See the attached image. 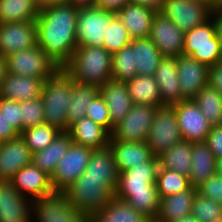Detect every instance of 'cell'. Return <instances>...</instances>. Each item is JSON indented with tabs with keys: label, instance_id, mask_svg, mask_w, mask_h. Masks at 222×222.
Returning <instances> with one entry per match:
<instances>
[{
	"label": "cell",
	"instance_id": "cell-1",
	"mask_svg": "<svg viewBox=\"0 0 222 222\" xmlns=\"http://www.w3.org/2000/svg\"><path fill=\"white\" fill-rule=\"evenodd\" d=\"M79 8L64 2L39 11L36 19L37 44L62 68L77 46Z\"/></svg>",
	"mask_w": 222,
	"mask_h": 222
},
{
	"label": "cell",
	"instance_id": "cell-2",
	"mask_svg": "<svg viewBox=\"0 0 222 222\" xmlns=\"http://www.w3.org/2000/svg\"><path fill=\"white\" fill-rule=\"evenodd\" d=\"M159 168L158 157L149 162L119 172L115 197L127 202L136 211L150 220L158 214L160 197L156 186Z\"/></svg>",
	"mask_w": 222,
	"mask_h": 222
},
{
	"label": "cell",
	"instance_id": "cell-3",
	"mask_svg": "<svg viewBox=\"0 0 222 222\" xmlns=\"http://www.w3.org/2000/svg\"><path fill=\"white\" fill-rule=\"evenodd\" d=\"M112 56L104 47L78 46L62 68L75 82L100 88L112 79Z\"/></svg>",
	"mask_w": 222,
	"mask_h": 222
},
{
	"label": "cell",
	"instance_id": "cell-4",
	"mask_svg": "<svg viewBox=\"0 0 222 222\" xmlns=\"http://www.w3.org/2000/svg\"><path fill=\"white\" fill-rule=\"evenodd\" d=\"M74 82L63 68H59L44 81L42 87L41 100L44 106V122L60 131H68L69 129L67 111Z\"/></svg>",
	"mask_w": 222,
	"mask_h": 222
},
{
	"label": "cell",
	"instance_id": "cell-5",
	"mask_svg": "<svg viewBox=\"0 0 222 222\" xmlns=\"http://www.w3.org/2000/svg\"><path fill=\"white\" fill-rule=\"evenodd\" d=\"M116 188L113 180L87 178L83 173L64 192L77 210L91 217L109 205Z\"/></svg>",
	"mask_w": 222,
	"mask_h": 222
},
{
	"label": "cell",
	"instance_id": "cell-6",
	"mask_svg": "<svg viewBox=\"0 0 222 222\" xmlns=\"http://www.w3.org/2000/svg\"><path fill=\"white\" fill-rule=\"evenodd\" d=\"M184 55L191 56L208 67L222 61V45L216 37L212 20L185 32Z\"/></svg>",
	"mask_w": 222,
	"mask_h": 222
},
{
	"label": "cell",
	"instance_id": "cell-7",
	"mask_svg": "<svg viewBox=\"0 0 222 222\" xmlns=\"http://www.w3.org/2000/svg\"><path fill=\"white\" fill-rule=\"evenodd\" d=\"M5 58L8 73L34 77L44 81L60 68L38 44Z\"/></svg>",
	"mask_w": 222,
	"mask_h": 222
},
{
	"label": "cell",
	"instance_id": "cell-8",
	"mask_svg": "<svg viewBox=\"0 0 222 222\" xmlns=\"http://www.w3.org/2000/svg\"><path fill=\"white\" fill-rule=\"evenodd\" d=\"M181 141L183 138L174 108L172 106L158 107L146 141L152 155L159 157Z\"/></svg>",
	"mask_w": 222,
	"mask_h": 222
},
{
	"label": "cell",
	"instance_id": "cell-9",
	"mask_svg": "<svg viewBox=\"0 0 222 222\" xmlns=\"http://www.w3.org/2000/svg\"><path fill=\"white\" fill-rule=\"evenodd\" d=\"M38 222H90V217L77 210L65 192L54 191L32 200L31 206Z\"/></svg>",
	"mask_w": 222,
	"mask_h": 222
},
{
	"label": "cell",
	"instance_id": "cell-10",
	"mask_svg": "<svg viewBox=\"0 0 222 222\" xmlns=\"http://www.w3.org/2000/svg\"><path fill=\"white\" fill-rule=\"evenodd\" d=\"M116 15L97 6L80 8L77 16V46H104V37L111 19Z\"/></svg>",
	"mask_w": 222,
	"mask_h": 222
},
{
	"label": "cell",
	"instance_id": "cell-11",
	"mask_svg": "<svg viewBox=\"0 0 222 222\" xmlns=\"http://www.w3.org/2000/svg\"><path fill=\"white\" fill-rule=\"evenodd\" d=\"M157 107L134 104L125 117L114 126L110 140L146 142Z\"/></svg>",
	"mask_w": 222,
	"mask_h": 222
},
{
	"label": "cell",
	"instance_id": "cell-12",
	"mask_svg": "<svg viewBox=\"0 0 222 222\" xmlns=\"http://www.w3.org/2000/svg\"><path fill=\"white\" fill-rule=\"evenodd\" d=\"M92 152V148L72 143L51 176L53 189L64 192L69 188L86 170Z\"/></svg>",
	"mask_w": 222,
	"mask_h": 222
},
{
	"label": "cell",
	"instance_id": "cell-13",
	"mask_svg": "<svg viewBox=\"0 0 222 222\" xmlns=\"http://www.w3.org/2000/svg\"><path fill=\"white\" fill-rule=\"evenodd\" d=\"M211 11L195 0H164L159 12L185 33L211 19Z\"/></svg>",
	"mask_w": 222,
	"mask_h": 222
},
{
	"label": "cell",
	"instance_id": "cell-14",
	"mask_svg": "<svg viewBox=\"0 0 222 222\" xmlns=\"http://www.w3.org/2000/svg\"><path fill=\"white\" fill-rule=\"evenodd\" d=\"M184 34L167 16L156 12L149 38L164 57L184 55Z\"/></svg>",
	"mask_w": 222,
	"mask_h": 222
},
{
	"label": "cell",
	"instance_id": "cell-15",
	"mask_svg": "<svg viewBox=\"0 0 222 222\" xmlns=\"http://www.w3.org/2000/svg\"><path fill=\"white\" fill-rule=\"evenodd\" d=\"M184 141H205L212 125L194 100H183L172 106Z\"/></svg>",
	"mask_w": 222,
	"mask_h": 222
},
{
	"label": "cell",
	"instance_id": "cell-16",
	"mask_svg": "<svg viewBox=\"0 0 222 222\" xmlns=\"http://www.w3.org/2000/svg\"><path fill=\"white\" fill-rule=\"evenodd\" d=\"M35 45H37L36 20L0 24V55L2 57Z\"/></svg>",
	"mask_w": 222,
	"mask_h": 222
},
{
	"label": "cell",
	"instance_id": "cell-17",
	"mask_svg": "<svg viewBox=\"0 0 222 222\" xmlns=\"http://www.w3.org/2000/svg\"><path fill=\"white\" fill-rule=\"evenodd\" d=\"M28 199L18 192L11 180H0V222H32V199Z\"/></svg>",
	"mask_w": 222,
	"mask_h": 222
},
{
	"label": "cell",
	"instance_id": "cell-18",
	"mask_svg": "<svg viewBox=\"0 0 222 222\" xmlns=\"http://www.w3.org/2000/svg\"><path fill=\"white\" fill-rule=\"evenodd\" d=\"M209 67L191 56L177 57V71L184 100H193L198 92L208 84Z\"/></svg>",
	"mask_w": 222,
	"mask_h": 222
},
{
	"label": "cell",
	"instance_id": "cell-19",
	"mask_svg": "<svg viewBox=\"0 0 222 222\" xmlns=\"http://www.w3.org/2000/svg\"><path fill=\"white\" fill-rule=\"evenodd\" d=\"M31 163L32 153L20 135L0 142V180H12L21 168Z\"/></svg>",
	"mask_w": 222,
	"mask_h": 222
},
{
	"label": "cell",
	"instance_id": "cell-20",
	"mask_svg": "<svg viewBox=\"0 0 222 222\" xmlns=\"http://www.w3.org/2000/svg\"><path fill=\"white\" fill-rule=\"evenodd\" d=\"M11 181L22 196H30L32 200L42 198L55 191L51 184V176L41 171L33 163L21 168Z\"/></svg>",
	"mask_w": 222,
	"mask_h": 222
},
{
	"label": "cell",
	"instance_id": "cell-21",
	"mask_svg": "<svg viewBox=\"0 0 222 222\" xmlns=\"http://www.w3.org/2000/svg\"><path fill=\"white\" fill-rule=\"evenodd\" d=\"M162 106H173L184 99L177 71V57H164L155 72Z\"/></svg>",
	"mask_w": 222,
	"mask_h": 222
},
{
	"label": "cell",
	"instance_id": "cell-22",
	"mask_svg": "<svg viewBox=\"0 0 222 222\" xmlns=\"http://www.w3.org/2000/svg\"><path fill=\"white\" fill-rule=\"evenodd\" d=\"M108 109L113 126L118 124L133 107L126 81L110 79L99 88Z\"/></svg>",
	"mask_w": 222,
	"mask_h": 222
},
{
	"label": "cell",
	"instance_id": "cell-23",
	"mask_svg": "<svg viewBox=\"0 0 222 222\" xmlns=\"http://www.w3.org/2000/svg\"><path fill=\"white\" fill-rule=\"evenodd\" d=\"M156 12L150 7L130 2L117 11L116 15L127 29L130 37L134 39L150 36Z\"/></svg>",
	"mask_w": 222,
	"mask_h": 222
},
{
	"label": "cell",
	"instance_id": "cell-24",
	"mask_svg": "<svg viewBox=\"0 0 222 222\" xmlns=\"http://www.w3.org/2000/svg\"><path fill=\"white\" fill-rule=\"evenodd\" d=\"M44 80L18 74H6L0 86V97L13 101H28L41 96Z\"/></svg>",
	"mask_w": 222,
	"mask_h": 222
},
{
	"label": "cell",
	"instance_id": "cell-25",
	"mask_svg": "<svg viewBox=\"0 0 222 222\" xmlns=\"http://www.w3.org/2000/svg\"><path fill=\"white\" fill-rule=\"evenodd\" d=\"M109 147L113 151L119 172L149 162L154 157L146 142L110 140Z\"/></svg>",
	"mask_w": 222,
	"mask_h": 222
},
{
	"label": "cell",
	"instance_id": "cell-26",
	"mask_svg": "<svg viewBox=\"0 0 222 222\" xmlns=\"http://www.w3.org/2000/svg\"><path fill=\"white\" fill-rule=\"evenodd\" d=\"M73 143L96 149H103L109 146L111 134L102 126L95 123L88 117L72 123L67 131Z\"/></svg>",
	"mask_w": 222,
	"mask_h": 222
},
{
	"label": "cell",
	"instance_id": "cell-27",
	"mask_svg": "<svg viewBox=\"0 0 222 222\" xmlns=\"http://www.w3.org/2000/svg\"><path fill=\"white\" fill-rule=\"evenodd\" d=\"M197 188L190 186L180 193L160 198L155 222H173L191 214Z\"/></svg>",
	"mask_w": 222,
	"mask_h": 222
},
{
	"label": "cell",
	"instance_id": "cell-28",
	"mask_svg": "<svg viewBox=\"0 0 222 222\" xmlns=\"http://www.w3.org/2000/svg\"><path fill=\"white\" fill-rule=\"evenodd\" d=\"M216 158L205 141L192 142L189 183L197 188L216 173Z\"/></svg>",
	"mask_w": 222,
	"mask_h": 222
},
{
	"label": "cell",
	"instance_id": "cell-29",
	"mask_svg": "<svg viewBox=\"0 0 222 222\" xmlns=\"http://www.w3.org/2000/svg\"><path fill=\"white\" fill-rule=\"evenodd\" d=\"M73 143L67 131H61L45 149L32 154V163L49 176L54 174L57 164Z\"/></svg>",
	"mask_w": 222,
	"mask_h": 222
},
{
	"label": "cell",
	"instance_id": "cell-30",
	"mask_svg": "<svg viewBox=\"0 0 222 222\" xmlns=\"http://www.w3.org/2000/svg\"><path fill=\"white\" fill-rule=\"evenodd\" d=\"M133 48L134 64L139 75H155L158 65L164 58L152 40L147 38H134L130 42Z\"/></svg>",
	"mask_w": 222,
	"mask_h": 222
},
{
	"label": "cell",
	"instance_id": "cell-31",
	"mask_svg": "<svg viewBox=\"0 0 222 222\" xmlns=\"http://www.w3.org/2000/svg\"><path fill=\"white\" fill-rule=\"evenodd\" d=\"M129 95L134 104H144L162 107L159 86L154 75L137 74L132 79L126 81Z\"/></svg>",
	"mask_w": 222,
	"mask_h": 222
},
{
	"label": "cell",
	"instance_id": "cell-32",
	"mask_svg": "<svg viewBox=\"0 0 222 222\" xmlns=\"http://www.w3.org/2000/svg\"><path fill=\"white\" fill-rule=\"evenodd\" d=\"M84 174L87 178L113 180L118 185L119 171L109 146L93 150Z\"/></svg>",
	"mask_w": 222,
	"mask_h": 222
},
{
	"label": "cell",
	"instance_id": "cell-33",
	"mask_svg": "<svg viewBox=\"0 0 222 222\" xmlns=\"http://www.w3.org/2000/svg\"><path fill=\"white\" fill-rule=\"evenodd\" d=\"M149 220L143 213L116 197L108 206L90 217V222H148Z\"/></svg>",
	"mask_w": 222,
	"mask_h": 222
},
{
	"label": "cell",
	"instance_id": "cell-34",
	"mask_svg": "<svg viewBox=\"0 0 222 222\" xmlns=\"http://www.w3.org/2000/svg\"><path fill=\"white\" fill-rule=\"evenodd\" d=\"M191 156L192 142L183 140L170 147L158 157L159 166L189 177L191 170Z\"/></svg>",
	"mask_w": 222,
	"mask_h": 222
},
{
	"label": "cell",
	"instance_id": "cell-35",
	"mask_svg": "<svg viewBox=\"0 0 222 222\" xmlns=\"http://www.w3.org/2000/svg\"><path fill=\"white\" fill-rule=\"evenodd\" d=\"M99 94V87L73 83L71 101L68 105L67 122L69 126L86 117V111L92 100Z\"/></svg>",
	"mask_w": 222,
	"mask_h": 222
},
{
	"label": "cell",
	"instance_id": "cell-36",
	"mask_svg": "<svg viewBox=\"0 0 222 222\" xmlns=\"http://www.w3.org/2000/svg\"><path fill=\"white\" fill-rule=\"evenodd\" d=\"M38 15L34 0H0V24L34 21Z\"/></svg>",
	"mask_w": 222,
	"mask_h": 222
},
{
	"label": "cell",
	"instance_id": "cell-37",
	"mask_svg": "<svg viewBox=\"0 0 222 222\" xmlns=\"http://www.w3.org/2000/svg\"><path fill=\"white\" fill-rule=\"evenodd\" d=\"M193 100L212 126L222 124V94L218 90L207 84Z\"/></svg>",
	"mask_w": 222,
	"mask_h": 222
},
{
	"label": "cell",
	"instance_id": "cell-38",
	"mask_svg": "<svg viewBox=\"0 0 222 222\" xmlns=\"http://www.w3.org/2000/svg\"><path fill=\"white\" fill-rule=\"evenodd\" d=\"M60 132L58 128L43 123L23 130L20 136L33 154L45 149Z\"/></svg>",
	"mask_w": 222,
	"mask_h": 222
},
{
	"label": "cell",
	"instance_id": "cell-39",
	"mask_svg": "<svg viewBox=\"0 0 222 222\" xmlns=\"http://www.w3.org/2000/svg\"><path fill=\"white\" fill-rule=\"evenodd\" d=\"M156 186L160 198L180 193L191 185L189 177L176 171H171L159 166L156 178Z\"/></svg>",
	"mask_w": 222,
	"mask_h": 222
},
{
	"label": "cell",
	"instance_id": "cell-40",
	"mask_svg": "<svg viewBox=\"0 0 222 222\" xmlns=\"http://www.w3.org/2000/svg\"><path fill=\"white\" fill-rule=\"evenodd\" d=\"M112 79L128 81L137 75V67L134 64L133 48L129 43L112 56Z\"/></svg>",
	"mask_w": 222,
	"mask_h": 222
},
{
	"label": "cell",
	"instance_id": "cell-41",
	"mask_svg": "<svg viewBox=\"0 0 222 222\" xmlns=\"http://www.w3.org/2000/svg\"><path fill=\"white\" fill-rule=\"evenodd\" d=\"M127 29L121 20L115 15L110 22L104 37V48L112 55L120 51L124 46L131 42Z\"/></svg>",
	"mask_w": 222,
	"mask_h": 222
},
{
	"label": "cell",
	"instance_id": "cell-42",
	"mask_svg": "<svg viewBox=\"0 0 222 222\" xmlns=\"http://www.w3.org/2000/svg\"><path fill=\"white\" fill-rule=\"evenodd\" d=\"M191 214L199 222H222V204L196 194Z\"/></svg>",
	"mask_w": 222,
	"mask_h": 222
},
{
	"label": "cell",
	"instance_id": "cell-43",
	"mask_svg": "<svg viewBox=\"0 0 222 222\" xmlns=\"http://www.w3.org/2000/svg\"><path fill=\"white\" fill-rule=\"evenodd\" d=\"M21 132L44 122V106L41 96L28 101H20Z\"/></svg>",
	"mask_w": 222,
	"mask_h": 222
},
{
	"label": "cell",
	"instance_id": "cell-44",
	"mask_svg": "<svg viewBox=\"0 0 222 222\" xmlns=\"http://www.w3.org/2000/svg\"><path fill=\"white\" fill-rule=\"evenodd\" d=\"M86 117L105 128L110 134L113 132L114 126L111 123L109 109L100 93L88 106Z\"/></svg>",
	"mask_w": 222,
	"mask_h": 222
},
{
	"label": "cell",
	"instance_id": "cell-45",
	"mask_svg": "<svg viewBox=\"0 0 222 222\" xmlns=\"http://www.w3.org/2000/svg\"><path fill=\"white\" fill-rule=\"evenodd\" d=\"M197 192L202 197L222 204V176L215 173L197 187Z\"/></svg>",
	"mask_w": 222,
	"mask_h": 222
},
{
	"label": "cell",
	"instance_id": "cell-46",
	"mask_svg": "<svg viewBox=\"0 0 222 222\" xmlns=\"http://www.w3.org/2000/svg\"><path fill=\"white\" fill-rule=\"evenodd\" d=\"M0 111L4 113L8 123L21 133V109L20 102L0 97Z\"/></svg>",
	"mask_w": 222,
	"mask_h": 222
},
{
	"label": "cell",
	"instance_id": "cell-47",
	"mask_svg": "<svg viewBox=\"0 0 222 222\" xmlns=\"http://www.w3.org/2000/svg\"><path fill=\"white\" fill-rule=\"evenodd\" d=\"M205 142L216 159L222 157V124L211 127Z\"/></svg>",
	"mask_w": 222,
	"mask_h": 222
},
{
	"label": "cell",
	"instance_id": "cell-48",
	"mask_svg": "<svg viewBox=\"0 0 222 222\" xmlns=\"http://www.w3.org/2000/svg\"><path fill=\"white\" fill-rule=\"evenodd\" d=\"M208 84L222 94V61L209 67Z\"/></svg>",
	"mask_w": 222,
	"mask_h": 222
},
{
	"label": "cell",
	"instance_id": "cell-49",
	"mask_svg": "<svg viewBox=\"0 0 222 222\" xmlns=\"http://www.w3.org/2000/svg\"><path fill=\"white\" fill-rule=\"evenodd\" d=\"M20 134L8 123L4 113L0 111V142L15 139Z\"/></svg>",
	"mask_w": 222,
	"mask_h": 222
},
{
	"label": "cell",
	"instance_id": "cell-50",
	"mask_svg": "<svg viewBox=\"0 0 222 222\" xmlns=\"http://www.w3.org/2000/svg\"><path fill=\"white\" fill-rule=\"evenodd\" d=\"M131 0H96L97 7L105 10H110L113 12L119 11L127 3H130Z\"/></svg>",
	"mask_w": 222,
	"mask_h": 222
},
{
	"label": "cell",
	"instance_id": "cell-51",
	"mask_svg": "<svg viewBox=\"0 0 222 222\" xmlns=\"http://www.w3.org/2000/svg\"><path fill=\"white\" fill-rule=\"evenodd\" d=\"M213 15V17H212ZM213 18V23L215 26V34L216 37L220 40L222 45V9L212 10L211 11V19Z\"/></svg>",
	"mask_w": 222,
	"mask_h": 222
},
{
	"label": "cell",
	"instance_id": "cell-52",
	"mask_svg": "<svg viewBox=\"0 0 222 222\" xmlns=\"http://www.w3.org/2000/svg\"><path fill=\"white\" fill-rule=\"evenodd\" d=\"M131 2L150 7L151 9H154L158 12L161 10L164 0H131Z\"/></svg>",
	"mask_w": 222,
	"mask_h": 222
},
{
	"label": "cell",
	"instance_id": "cell-53",
	"mask_svg": "<svg viewBox=\"0 0 222 222\" xmlns=\"http://www.w3.org/2000/svg\"><path fill=\"white\" fill-rule=\"evenodd\" d=\"M64 2H66V0H34V3L39 11L44 8H48L50 6L64 3Z\"/></svg>",
	"mask_w": 222,
	"mask_h": 222
},
{
	"label": "cell",
	"instance_id": "cell-54",
	"mask_svg": "<svg viewBox=\"0 0 222 222\" xmlns=\"http://www.w3.org/2000/svg\"><path fill=\"white\" fill-rule=\"evenodd\" d=\"M67 3L77 8H88L96 5V0H66Z\"/></svg>",
	"mask_w": 222,
	"mask_h": 222
},
{
	"label": "cell",
	"instance_id": "cell-55",
	"mask_svg": "<svg viewBox=\"0 0 222 222\" xmlns=\"http://www.w3.org/2000/svg\"><path fill=\"white\" fill-rule=\"evenodd\" d=\"M7 74L6 58L0 55V86Z\"/></svg>",
	"mask_w": 222,
	"mask_h": 222
},
{
	"label": "cell",
	"instance_id": "cell-56",
	"mask_svg": "<svg viewBox=\"0 0 222 222\" xmlns=\"http://www.w3.org/2000/svg\"><path fill=\"white\" fill-rule=\"evenodd\" d=\"M196 2H200L203 5L207 6L211 10H215L216 0H195Z\"/></svg>",
	"mask_w": 222,
	"mask_h": 222
},
{
	"label": "cell",
	"instance_id": "cell-57",
	"mask_svg": "<svg viewBox=\"0 0 222 222\" xmlns=\"http://www.w3.org/2000/svg\"><path fill=\"white\" fill-rule=\"evenodd\" d=\"M173 222H199V221L192 214H190Z\"/></svg>",
	"mask_w": 222,
	"mask_h": 222
},
{
	"label": "cell",
	"instance_id": "cell-58",
	"mask_svg": "<svg viewBox=\"0 0 222 222\" xmlns=\"http://www.w3.org/2000/svg\"><path fill=\"white\" fill-rule=\"evenodd\" d=\"M216 173L222 176V157L216 160Z\"/></svg>",
	"mask_w": 222,
	"mask_h": 222
},
{
	"label": "cell",
	"instance_id": "cell-59",
	"mask_svg": "<svg viewBox=\"0 0 222 222\" xmlns=\"http://www.w3.org/2000/svg\"><path fill=\"white\" fill-rule=\"evenodd\" d=\"M222 9V0H216L215 10Z\"/></svg>",
	"mask_w": 222,
	"mask_h": 222
}]
</instances>
